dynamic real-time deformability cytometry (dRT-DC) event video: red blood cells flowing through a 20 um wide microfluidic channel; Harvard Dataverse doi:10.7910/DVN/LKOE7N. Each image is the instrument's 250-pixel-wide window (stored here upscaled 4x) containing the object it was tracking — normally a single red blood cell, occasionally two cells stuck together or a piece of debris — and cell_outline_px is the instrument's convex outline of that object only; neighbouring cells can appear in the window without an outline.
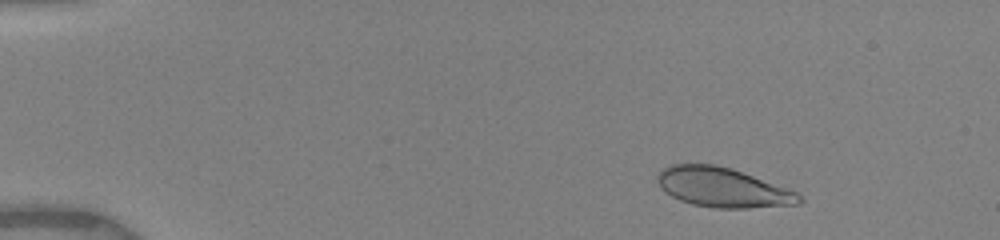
{"species": "human", "species_latin": "Homo sapiens", "temperature_condition": "warm", "stored_images_in_passage": 13, "camera_frame_rate_fps": 3000, "um_per_image_px": 0.085, "donor": {"sex": "female"}, "frame": {"image": 1, "passage_image": 4, "time_ms": 1.0, "image_size_px": [1000, 240], "cell_outline_px": [[804, 200], [800, 204], [748, 208], [716, 208], [692, 204], [680, 200], [664, 192], [660, 188], [656, 180], [656, 176], [664, 168], [672, 164], [716, 164], [732, 168], [796, 192]], "centroid_in_image_um": [61.4, 15.93], "position_along_channel_um": 23.6, "area_um2": 32.6}}
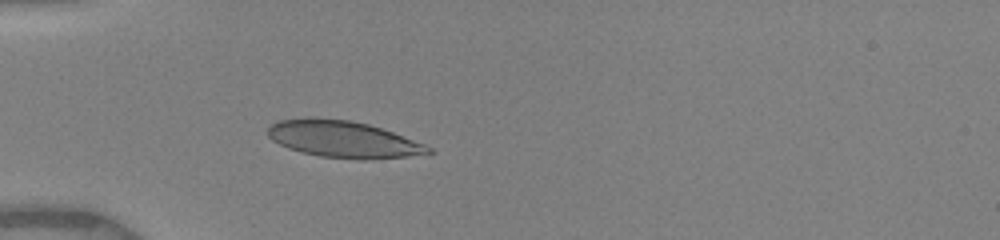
{"frame": {"image": 2, "passage_image": 11, "time_ms": 4.0, "image_size_px": [1000, 240], "cell_outline_px": [[436, 152], [408, 156], [364, 160], [360, 160], [320, 156], [300, 152], [288, 148], [272, 140], [268, 136], [268, 128], [272, 124], [280, 120], [312, 116], [348, 120], [368, 124], [392, 132], [424, 144], [432, 148]], "centroid_in_image_um": [29.15, 11.83], "position_along_channel_um": 55.9, "area_um2": 34.39}}